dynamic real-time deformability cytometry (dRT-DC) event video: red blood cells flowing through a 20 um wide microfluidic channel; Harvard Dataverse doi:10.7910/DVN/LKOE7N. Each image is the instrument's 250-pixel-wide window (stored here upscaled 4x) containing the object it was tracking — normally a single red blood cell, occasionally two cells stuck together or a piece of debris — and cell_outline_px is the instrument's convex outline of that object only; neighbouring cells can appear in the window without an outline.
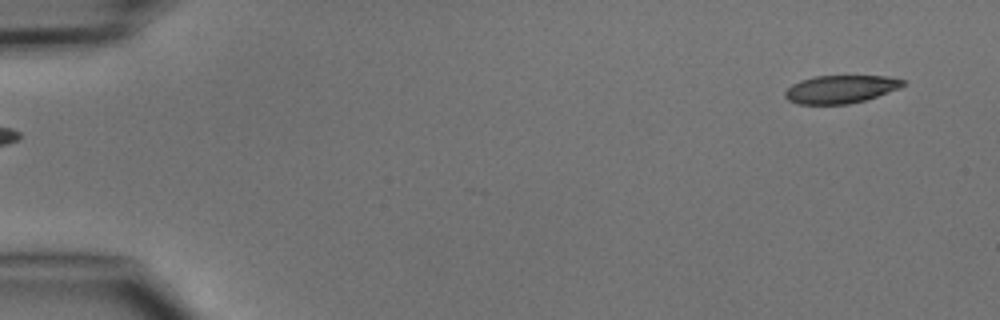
{"species": "common noctule bat (a hibernating species)", "species_latin": "Nyctalus noctula", "temperature_condition": "cold", "stored_images_in_passage": 3, "segment_of_instrument_passage": [2, 2], "camera_frame_rate_fps": 3000, "um_per_image_px": 0.085, "animal": {"sex": "male", "body_mass_g": 15.6}, "frame": {"image": 1, "passage_image": 3, "time_ms": 3.333, "image_size_px": [1000, 320], "cell_outline_px": [[908, 84], [900, 88], [864, 100], [848, 104], [796, 104], [788, 100], [784, 96], [784, 92], [792, 84], [800, 80], [816, 76], [884, 76], [904, 80]], "centroid_in_image_um": [71.43, 7.58], "position_along_channel_um": 13.6, "area_um2": 19.19}}